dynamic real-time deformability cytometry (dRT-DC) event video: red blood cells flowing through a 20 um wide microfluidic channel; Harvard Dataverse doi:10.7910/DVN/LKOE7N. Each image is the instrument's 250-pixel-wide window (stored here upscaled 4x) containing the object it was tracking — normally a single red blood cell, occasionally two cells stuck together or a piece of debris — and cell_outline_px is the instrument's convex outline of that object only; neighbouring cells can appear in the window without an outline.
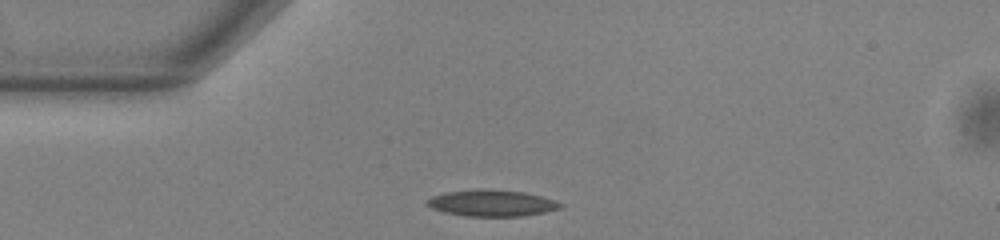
{"species": "common noctule bat (a hibernating species)", "species_latin": "Nyctalus noctula", "temperature_condition": "warm", "stored_images_in_passage": 41, "camera_frame_rate_fps": 3000, "um_per_image_px": 0.085, "animal": {"sex": "male", "body_mass_g": 13.0, "forearm_length_mm": 53.1}, "frame": {"image": 1, "passage_image": 1, "time_ms": 0.0, "image_size_px": [1000, 240], "cell_outline_px": [[564, 204], [560, 208], [544, 212], [524, 216], [464, 216], [444, 212], [432, 208], [424, 204], [432, 196], [444, 192], [480, 188], [488, 188], [524, 192], [556, 200]], "centroid_in_image_um": [41.78, 17.25], "position_along_channel_um": 43.2, "area_um2": 20.75}}
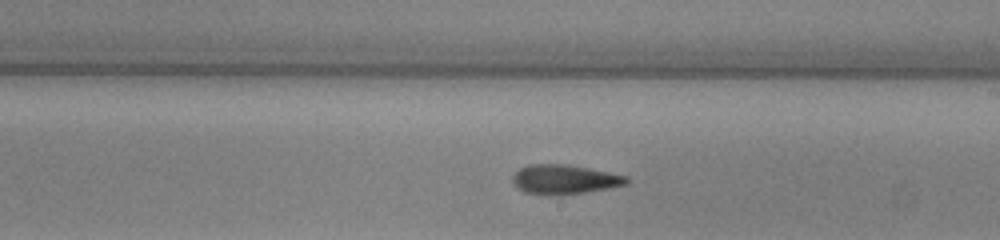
{"frame": {"image": 2, "passage_image": 18, "time_ms": 5.667, "image_size_px": [1000, 240], "cell_outline_px": [[628, 184], [608, 188], [584, 192], [524, 192], [516, 188], [512, 180], [512, 176], [520, 168], [528, 164], [568, 164], [628, 176]], "centroid_in_image_um": [47.99, 15.2], "position_along_channel_um": 241.0, "area_um2": 18.73}}
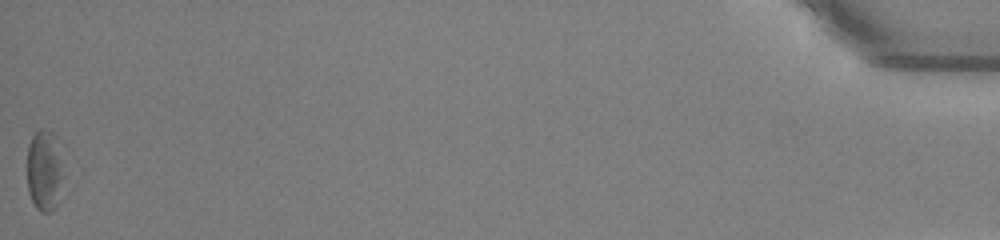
{"frame": {"image": 3, "passage_image": 41, "time_ms": 13.333, "image_size_px": [1000, 240], "cell_outline_px": [[68, 196], [52, 212], [40, 212], [36, 208], [28, 192], [28, 144], [32, 136], [40, 128], [44, 128], [52, 132], [64, 144]], "centroid_in_image_um": [3.98, 14.53], "position_along_channel_um": 431.2, "area_um2": 19.83}, "authors_computed_cell_mechanics": {"area_um2": 19.4208, "velocity_mm_per_s": 3.849, "shape_relaxation_time_tau1_ms": null, "shape_relaxation_time_tau2_ms": 5.4086, "deformation_change_tau1": null, "deformation_change_tau2": 0.1501}}